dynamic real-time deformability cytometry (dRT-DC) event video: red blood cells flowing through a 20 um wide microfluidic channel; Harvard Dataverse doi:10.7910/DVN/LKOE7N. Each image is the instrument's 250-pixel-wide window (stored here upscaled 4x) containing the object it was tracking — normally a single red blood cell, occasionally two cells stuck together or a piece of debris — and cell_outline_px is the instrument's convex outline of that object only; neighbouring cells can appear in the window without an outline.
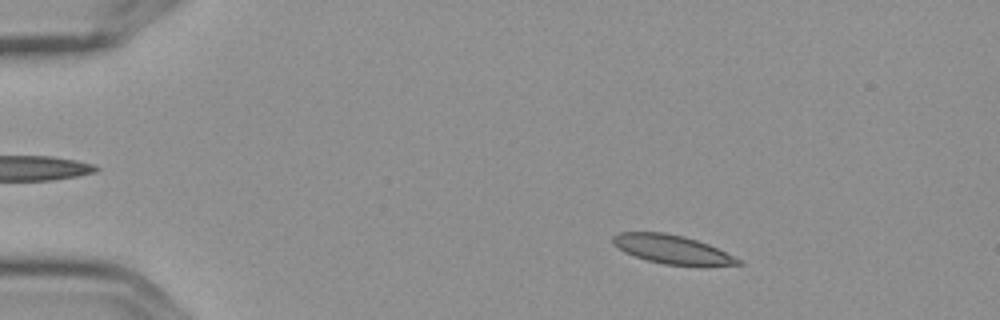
{"species": "Egyptian fruit bat (a non-hibernating species)", "species_latin": "Rousettus aegyptiacus", "temperature_condition": "cold", "stored_images_in_passage": 4, "camera_frame_rate_fps": 3000, "um_per_image_px": 0.085, "frame": {"image": 1, "passage_image": 2, "time_ms": 0.333, "image_size_px": [1000, 320], "cell_outline_px": [[744, 264], [664, 264], [648, 260], [624, 252], [612, 244], [612, 236], [620, 232], [664, 232], [684, 236], [708, 244], [744, 260]], "centroid_in_image_um": [57.08, 21.16], "position_along_channel_um": 27.9, "area_um2": 20.52}}